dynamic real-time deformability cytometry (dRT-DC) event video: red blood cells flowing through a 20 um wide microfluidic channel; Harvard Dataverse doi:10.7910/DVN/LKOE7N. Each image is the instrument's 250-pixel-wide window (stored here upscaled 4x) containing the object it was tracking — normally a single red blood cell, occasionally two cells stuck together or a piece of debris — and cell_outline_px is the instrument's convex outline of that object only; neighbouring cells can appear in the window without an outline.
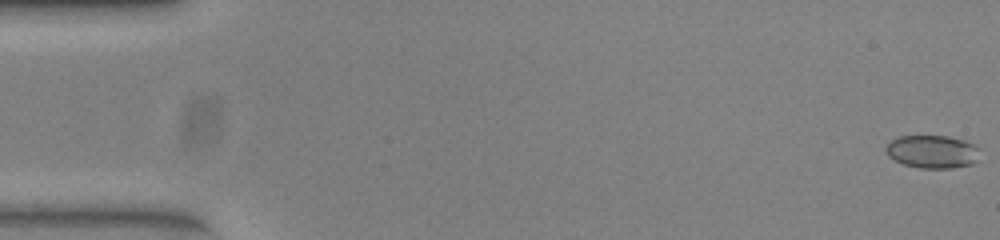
{"species": "common noctule bat (a hibernating species)", "species_latin": "Nyctalus noctula", "temperature_condition": "warm", "stored_images_in_passage": 53, "camera_frame_rate_fps": 3000, "um_per_image_px": 0.085, "animal": {"sex": "female", "body_mass_g": 23.0, "forearm_length_mm": 53.4}, "frame": {"image": 1, "passage_image": 1, "time_ms": 0.0, "image_size_px": [1000, 240], "cell_outline_px": [[980, 160], [972, 164], [952, 168], [920, 168], [904, 164], [888, 156], [884, 148], [892, 140], [900, 136], [948, 136], [964, 140], [976, 144], [980, 148]], "centroid_in_image_um": [79.32, 12.89], "position_along_channel_um": 5.7, "area_um2": 18.32}}
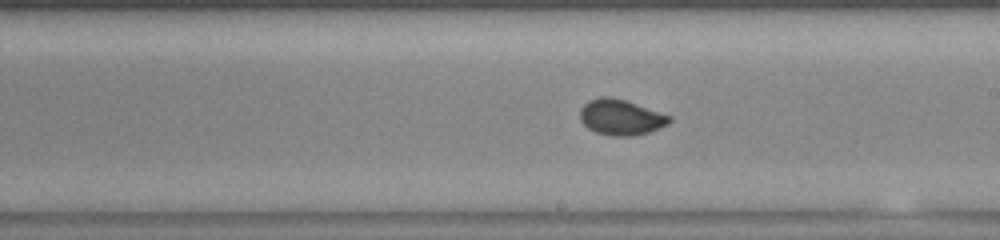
{"frame": {"image": 2, "passage_image": 30, "time_ms": 9.667, "image_size_px": [1000, 240], "cell_outline_px": [[672, 120], [668, 124], [660, 128], [636, 136], [612, 136], [596, 132], [588, 128], [580, 120], [580, 108], [588, 100], [600, 96], [612, 96], [672, 116]], "centroid_in_image_um": [52.76, 9.96], "position_along_channel_um": 236.2, "area_um2": 18.67}}
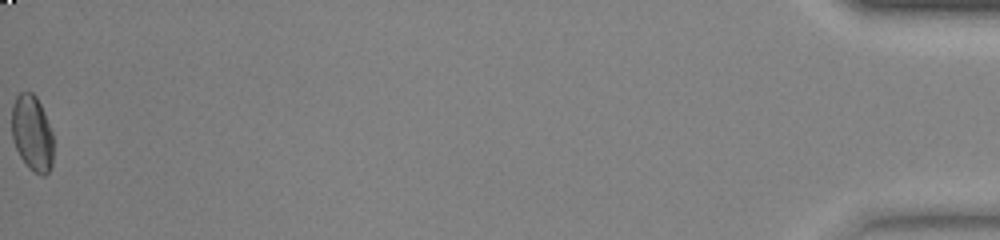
{"frame": {"image": 3, "passage_image": 53, "time_ms": 17.333, "image_size_px": [1000, 240], "cell_outline_px": [[52, 164], [48, 172], [44, 176], [40, 176], [28, 168], [20, 156], [16, 148], [12, 136], [12, 108], [16, 96], [20, 92], [32, 92], [36, 96], [44, 112], [52, 132]], "centroid_in_image_um": [2.72, 11.33], "position_along_channel_um": 432.5, "area_um2": 18.32}, "authors_computed_cell_mechanics": {"area_um2": 18.2648, "velocity_mm_per_s": 3.9453, "shape_relaxation_time_tau1_ms": 9.4801, "shape_relaxation_time_tau2_ms": null, "deformation_change_tau1": 0.1612, "deformation_change_tau2": null}}